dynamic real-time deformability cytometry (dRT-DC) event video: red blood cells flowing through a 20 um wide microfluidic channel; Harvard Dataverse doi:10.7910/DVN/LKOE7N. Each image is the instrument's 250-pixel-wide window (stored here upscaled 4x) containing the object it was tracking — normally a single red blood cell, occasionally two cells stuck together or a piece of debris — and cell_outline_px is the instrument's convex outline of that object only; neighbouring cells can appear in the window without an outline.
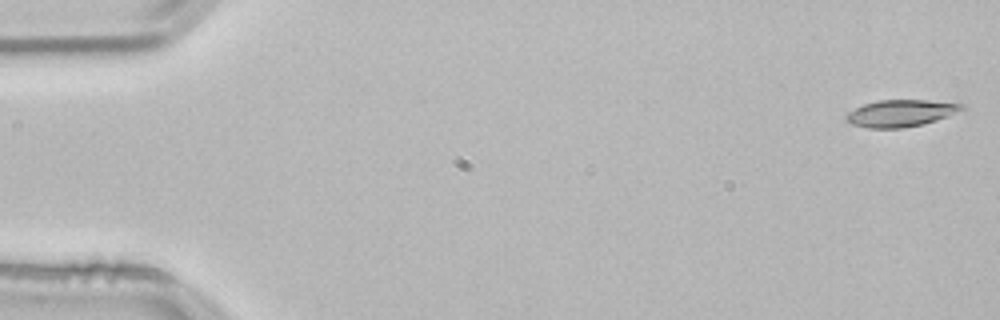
{"species": "common noctule bat (a hibernating species)", "species_latin": "Nyctalus noctula", "temperature_condition": "room temperature", "stored_images_in_passage": 53, "camera_frame_rate_fps": 3000, "um_per_image_px": 0.085, "animal": {"sex": "male", "body_mass_g": 21.5, "forearm_length_mm": 52.0}, "frame": {"image": 1, "passage_image": 1, "time_ms": 0.0, "image_size_px": [1000, 320], "cell_outline_px": [[964, 112], [924, 124], [904, 128], [868, 128], [852, 124], [844, 120], [844, 116], [848, 112], [864, 104], [880, 100], [928, 100], [964, 104]], "centroid_in_image_um": [76.62, 9.63], "position_along_channel_um": 8.4, "area_um2": 18.44}}
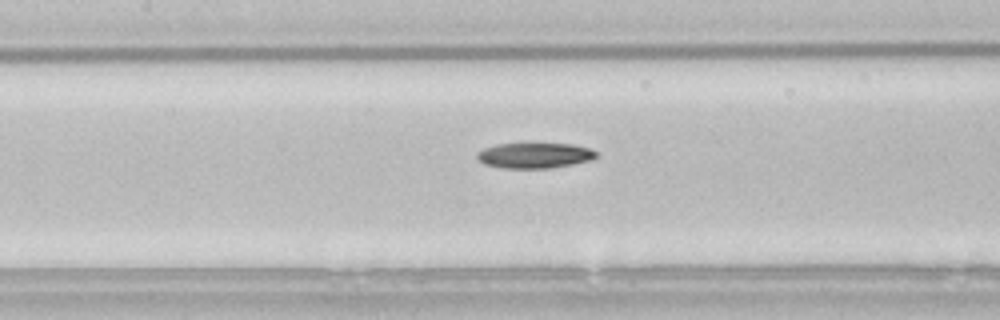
{"frame": {"image": 2, "passage_image": 24, "time_ms": 7.667, "image_size_px": [1000, 320], "cell_outline_px": [[596, 156], [588, 160], [572, 164], [548, 168], [504, 168], [484, 164], [476, 156], [476, 152], [484, 148], [496, 144], [528, 140], [572, 144], [588, 148], [596, 152]], "centroid_in_image_um": [45.37, 13.15], "position_along_channel_um": 162.0, "area_um2": 18.44}}
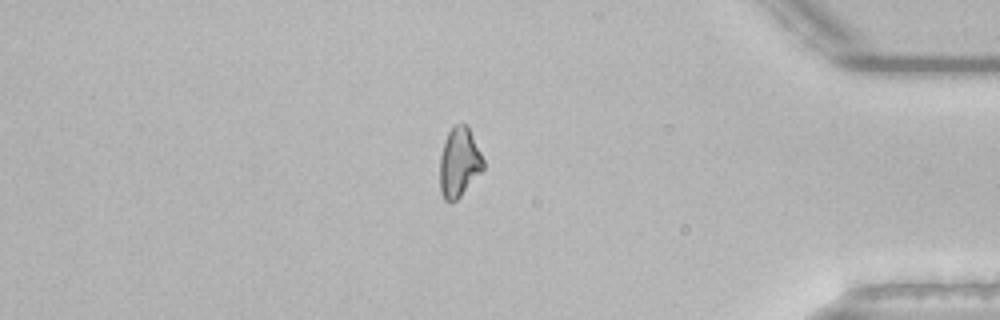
{"frame": {"image": 3, "passage_image": 45, "time_ms": 14.667, "image_size_px": [1000, 320], "cell_outline_px": [[484, 168], [460, 196], [452, 204], [448, 204], [444, 200], [440, 192], [440, 156], [444, 140], [452, 124], [468, 124], [484, 160]], "centroid_in_image_um": [39.01, 13.79], "position_along_channel_um": 396.2, "area_um2": 17.86}, "authors_computed_cell_mechanics": {"area_um2": 17.9758, "velocity_mm_per_s": 3.8226, "shape_relaxation_time_tau1_ms": 8.2076, "shape_relaxation_time_tau2_ms": null, "deformation_change_tau1": 0.181, "deformation_change_tau2": null}}